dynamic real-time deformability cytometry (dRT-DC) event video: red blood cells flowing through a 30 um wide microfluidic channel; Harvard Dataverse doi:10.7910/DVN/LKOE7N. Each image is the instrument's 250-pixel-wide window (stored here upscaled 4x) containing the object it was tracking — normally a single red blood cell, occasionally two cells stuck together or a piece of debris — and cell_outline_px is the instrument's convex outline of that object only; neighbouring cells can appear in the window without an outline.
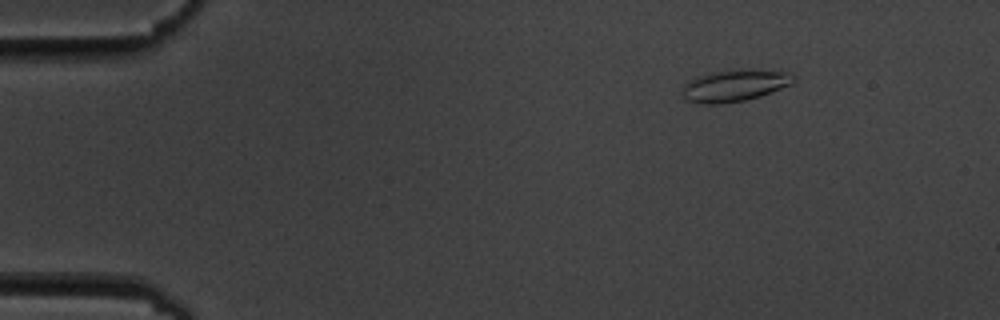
{"species": "common noctule bat (a hibernating species)", "species_latin": "Nyctalus noctula", "temperature_condition": "cold", "stored_images_in_passage": 5, "camera_frame_rate_fps": 3000, "um_per_image_px": 0.085, "animal": {"sex": "male", "body_mass_g": 19.5, "forearm_length_mm": 54.6}, "frame": {"image": 1, "passage_image": 3, "time_ms": 2.333, "image_size_px": [1000, 320], "cell_outline_px": [[796, 80], [792, 84], [760, 96], [744, 100], [720, 104], [704, 104], [688, 100], [684, 96], [684, 88], [696, 76], [716, 72], [784, 72], [796, 76]], "centroid_in_image_um": [62.46, 7.33], "position_along_channel_um": 22.5, "area_um2": 19.25}}